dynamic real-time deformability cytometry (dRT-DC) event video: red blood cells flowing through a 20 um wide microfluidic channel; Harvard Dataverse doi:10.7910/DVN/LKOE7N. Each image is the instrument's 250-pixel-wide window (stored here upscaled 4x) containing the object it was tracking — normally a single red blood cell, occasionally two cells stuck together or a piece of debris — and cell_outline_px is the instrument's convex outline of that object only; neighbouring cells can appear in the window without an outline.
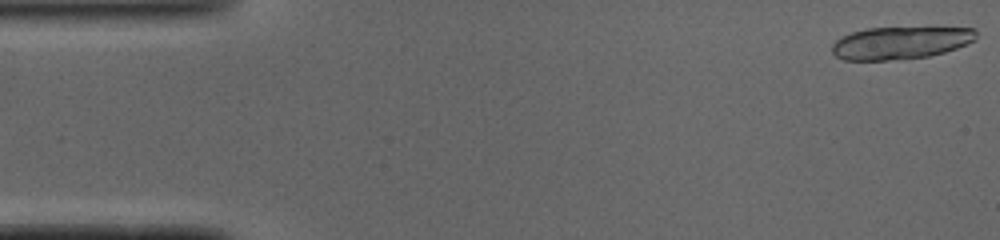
{"species": "common noctule bat (a hibernating species)", "species_latin": "Nyctalus noctula", "temperature_condition": "cold", "stored_images_in_passage": 15, "camera_frame_rate_fps": 3000, "um_per_image_px": 0.085, "animal": {"sex": "male", "body_mass_g": 19.0, "forearm_length_mm": 50.8}, "frame": {"image": 1, "passage_image": 1, "time_ms": 0.0, "image_size_px": [1000, 240], "cell_outline_px": [[976, 40], [956, 48], [944, 52], [928, 56], [888, 60], [844, 60], [836, 56], [832, 52], [832, 44], [840, 36], [852, 32], [868, 28], [976, 28]], "centroid_in_image_um": [76.51, 3.64], "position_along_channel_um": 8.5, "area_um2": 27.11}}